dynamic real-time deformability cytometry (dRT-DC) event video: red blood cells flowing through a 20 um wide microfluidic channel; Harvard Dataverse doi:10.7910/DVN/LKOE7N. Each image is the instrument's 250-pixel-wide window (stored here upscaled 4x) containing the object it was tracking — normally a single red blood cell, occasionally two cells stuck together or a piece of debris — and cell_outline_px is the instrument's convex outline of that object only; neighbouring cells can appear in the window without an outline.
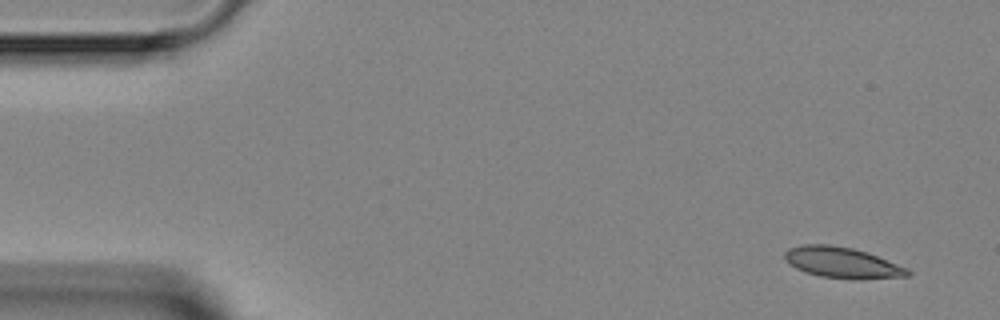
{"species": "Egyptian fruit bat (a non-hibernating species)", "species_latin": "Rousettus aegyptiacus", "temperature_condition": "room temperature", "stored_images_in_passage": 4, "camera_frame_rate_fps": 3000, "um_per_image_px": 0.085, "animal": {"sex": "female"}, "frame": {"image": 1, "passage_image": 1, "time_ms": 0.0, "image_size_px": [1000, 320], "cell_outline_px": [[912, 272], [908, 276], [860, 280], [852, 280], [820, 276], [804, 272], [788, 264], [784, 256], [784, 252], [788, 248], [804, 244], [828, 244], [852, 248], [868, 252], [908, 268]], "centroid_in_image_um": [71.59, 22.33], "position_along_channel_um": 13.4, "area_um2": 22.48}}
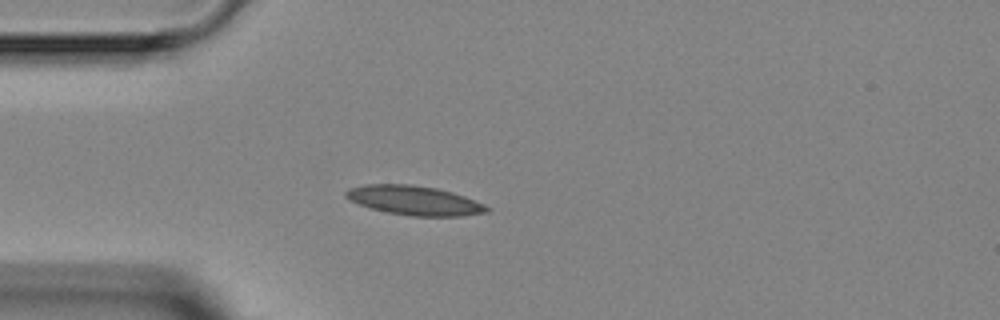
{"frame": {"image": 2, "passage_image": 4, "time_ms": 3.333, "image_size_px": [1000, 320], "cell_outline_px": [[492, 208], [488, 212], [460, 216], [412, 216], [388, 212], [372, 208], [348, 200], [344, 196], [344, 192], [348, 188], [368, 184], [408, 184], [436, 188], [452, 192], [464, 196], [484, 204]], "centroid_in_image_um": [35.22, 17.03], "position_along_channel_um": 49.8, "area_um2": 23.99}}